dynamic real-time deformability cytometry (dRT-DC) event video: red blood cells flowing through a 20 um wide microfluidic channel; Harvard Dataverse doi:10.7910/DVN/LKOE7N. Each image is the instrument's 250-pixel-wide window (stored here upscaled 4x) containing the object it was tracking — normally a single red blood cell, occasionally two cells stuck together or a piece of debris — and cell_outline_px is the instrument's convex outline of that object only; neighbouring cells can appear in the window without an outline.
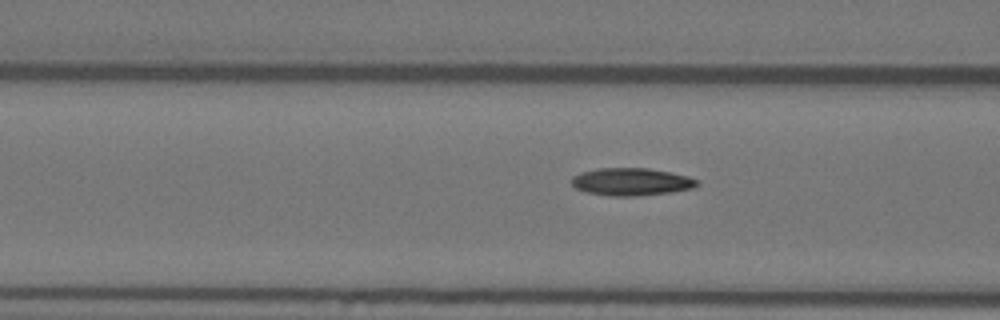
{"species": "Egyptian fruit bat (a non-hibernating species)", "species_latin": "Rousettus aegyptiacus", "temperature_condition": "warm", "stored_images_in_passage": 56, "camera_frame_rate_fps": 3000, "um_per_image_px": 0.085, "animal": {"sex": "female"}, "frame": {"image": 1, "passage_image": 22, "time_ms": 7.0, "image_size_px": [1000, 320], "cell_outline_px": [[700, 184], [692, 188], [672, 192], [632, 196], [608, 196], [588, 192], [576, 188], [572, 184], [572, 176], [580, 172], [600, 168], [648, 168], [672, 172], [688, 176], [700, 180]], "centroid_in_image_um": [53.7, 15.44], "position_along_channel_um": 112.9, "area_um2": 20.23}}
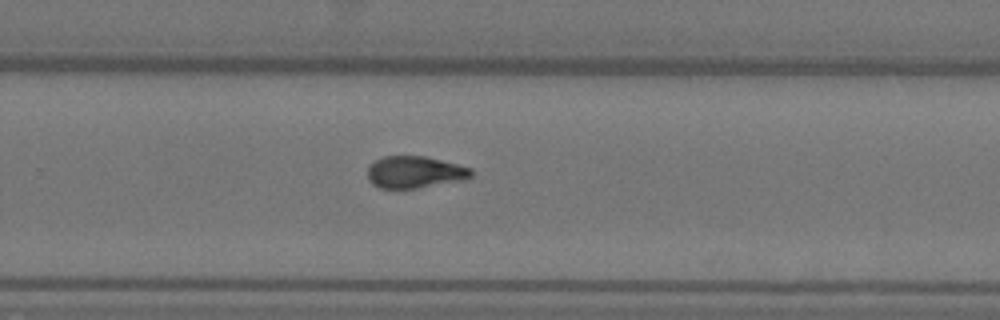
{"frame": {"image": 2, "passage_image": 37, "time_ms": 12.0, "image_size_px": [1000, 320], "cell_outline_px": [[472, 176], [460, 180], [416, 188], [380, 188], [372, 184], [368, 180], [368, 168], [376, 160], [384, 156], [424, 156], [472, 168]], "centroid_in_image_um": [35.22, 14.63], "position_along_channel_um": 294.6, "area_um2": 18.96}}
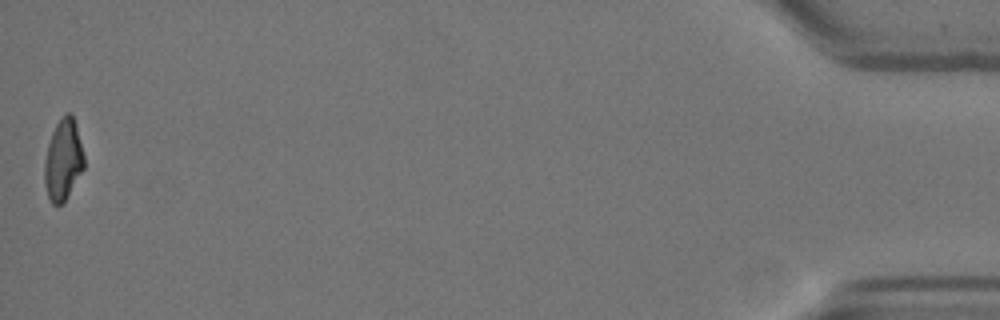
{"frame": {"image": 3, "passage_image": 56, "time_ms": 18.333, "image_size_px": [1000, 320], "cell_outline_px": [[84, 168], [64, 204], [52, 204], [48, 196], [44, 184], [44, 160], [48, 144], [52, 132], [60, 116], [64, 112], [72, 112], [76, 124], [84, 156]], "centroid_in_image_um": [5.37, 13.57], "position_along_channel_um": 429.8, "area_um2": 19.02}, "authors_computed_cell_mechanics": {"area_um2": 19.3052, "velocity_mm_per_s": 3.6464, "shape_relaxation_time_tau1_ms": 7.493, "shape_relaxation_time_tau2_ms": 2.3964, "deformation_change_tau1": 0.2405, "deformation_change_tau2": 0.0892}}